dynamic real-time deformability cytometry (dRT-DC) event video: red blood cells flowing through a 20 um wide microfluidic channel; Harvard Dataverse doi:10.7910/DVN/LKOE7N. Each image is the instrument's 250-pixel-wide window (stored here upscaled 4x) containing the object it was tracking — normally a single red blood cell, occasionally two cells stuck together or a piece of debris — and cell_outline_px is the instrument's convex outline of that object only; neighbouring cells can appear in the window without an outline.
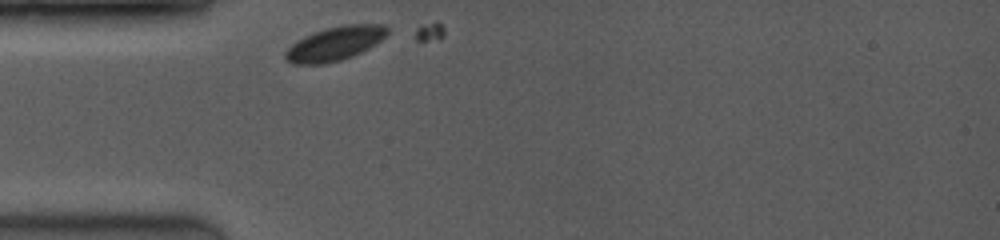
{"species": "common noctule bat (a hibernating species)", "species_latin": "Nyctalus noctula", "temperature_condition": "room temperature", "stored_images_in_passage": 4, "camera_frame_rate_fps": 3500, "um_per_image_px": 0.085, "animal": {"sex": "female", "body_mass_g": 19.0, "forearm_length_mm": 53.3}, "frame": {"image": 1, "passage_image": 1, "time_ms": 0.0, "image_size_px": [1000, 240], "cell_outline_px": [[388, 32], [376, 44], [352, 56], [340, 60], [324, 64], [292, 64], [284, 60], [284, 52], [292, 44], [304, 36], [312, 32], [344, 24], [384, 24], [388, 28]], "centroid_in_image_um": [28.43, 3.71], "position_along_channel_um": 56.6, "area_um2": 20.17}}